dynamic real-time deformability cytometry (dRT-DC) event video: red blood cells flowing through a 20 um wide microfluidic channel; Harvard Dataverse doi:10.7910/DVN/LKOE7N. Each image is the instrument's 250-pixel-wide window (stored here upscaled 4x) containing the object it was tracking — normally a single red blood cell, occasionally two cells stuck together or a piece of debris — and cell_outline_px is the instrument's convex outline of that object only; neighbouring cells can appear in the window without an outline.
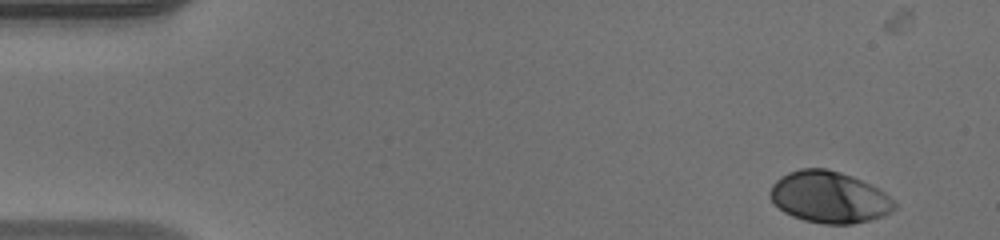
{"species": "human", "species_latin": "Homo sapiens", "temperature_condition": "warm", "stored_images_in_passage": 31, "camera_frame_rate_fps": 3000, "um_per_image_px": 0.085, "donor": {"sex": "male"}, "frame": {"image": 1, "passage_image": 1, "time_ms": 0.0, "image_size_px": [1000, 240], "cell_outline_px": [[896, 208], [892, 212], [884, 216], [852, 224], [824, 224], [804, 220], [792, 216], [784, 212], [768, 196], [768, 192], [772, 184], [780, 176], [788, 172], [800, 168], [824, 168], [840, 172], [852, 176], [884, 192], [896, 204]], "centroid_in_image_um": [70.45, 16.76], "position_along_channel_um": 14.5, "area_um2": 37.34}}
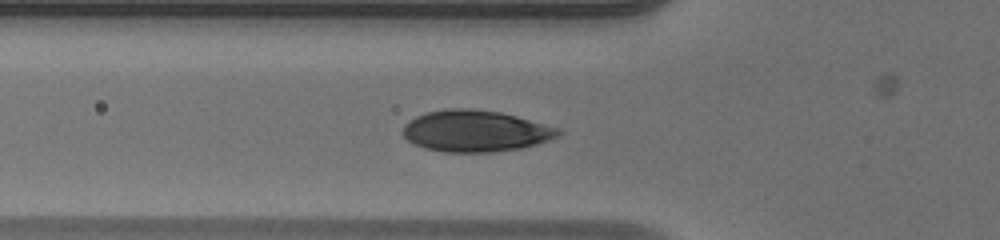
{"frame": {"image": 2, "passage_image": 15, "time_ms": 4.667, "image_size_px": [1000, 240], "cell_outline_px": [[564, 132], [560, 136], [536, 144], [520, 148], [492, 152], [444, 152], [424, 148], [412, 144], [404, 136], [404, 124], [408, 120], [424, 112], [452, 108], [468, 108], [500, 112], [516, 116], [560, 128]], "centroid_in_image_um": [40.41, 11.13], "position_along_channel_um": 85.4, "area_um2": 37.69}}
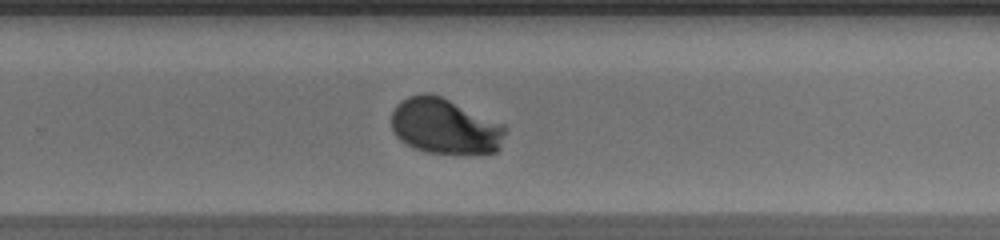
{"frame": {"image": 3, "passage_image": 30, "time_ms": 9.667, "image_size_px": [1000, 240], "cell_outline_px": [[508, 128], [500, 148], [496, 152], [428, 152], [416, 148], [400, 140], [392, 132], [392, 112], [396, 104], [400, 100], [408, 96], [420, 92], [428, 92], [440, 96], [504, 124]], "centroid_in_image_um": [37.8, 10.7], "position_along_channel_um": 292.0, "area_um2": 36.65}}